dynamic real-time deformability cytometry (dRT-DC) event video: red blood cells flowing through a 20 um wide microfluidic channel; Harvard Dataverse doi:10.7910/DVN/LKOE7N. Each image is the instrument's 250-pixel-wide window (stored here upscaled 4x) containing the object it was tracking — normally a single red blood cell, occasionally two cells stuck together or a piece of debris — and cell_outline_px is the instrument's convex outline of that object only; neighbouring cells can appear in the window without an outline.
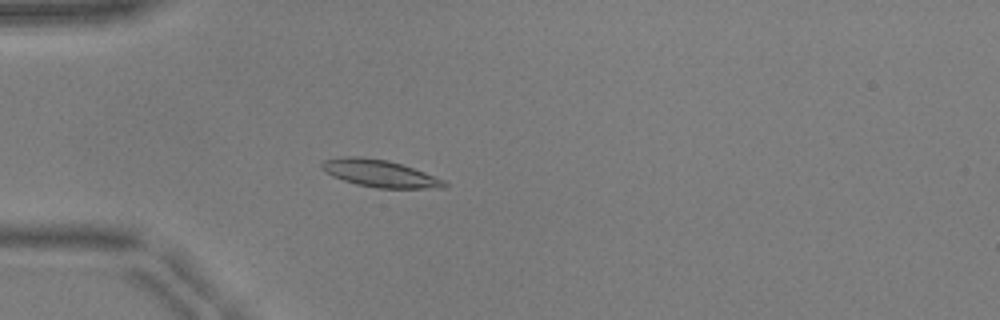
{"species": "common noctule bat (a hibernating species)", "species_latin": "Nyctalus noctula", "temperature_condition": "warm", "stored_images_in_passage": 35, "camera_frame_rate_fps": 3000, "um_per_image_px": 0.085, "animal": {"sex": "male", "body_mass_g": 17.9, "forearm_length_mm": 54.2}, "frame": {"image": 1, "passage_image": 15, "time_ms": 4.667, "image_size_px": [1000, 320], "cell_outline_px": [[448, 184], [444, 188], [376, 188], [356, 184], [332, 176], [324, 172], [320, 164], [324, 160], [344, 156], [360, 156], [388, 160], [424, 172], [444, 180]], "centroid_in_image_um": [32.25, 14.74], "position_along_channel_um": 52.8, "area_um2": 19.36}}
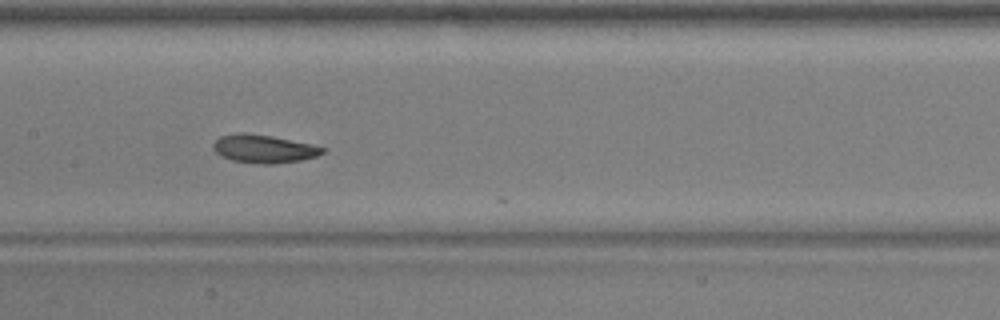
{"frame": {"image": 2, "passage_image": 26, "time_ms": 8.333, "image_size_px": [1000, 320], "cell_outline_px": [[328, 148], [324, 152], [316, 156], [300, 160], [272, 164], [256, 164], [232, 160], [216, 152], [212, 148], [212, 144], [220, 136], [236, 132], [244, 132], [272, 136], [312, 144]], "centroid_in_image_um": [22.42, 12.64], "position_along_channel_um": 185.0, "area_um2": 18.03}}
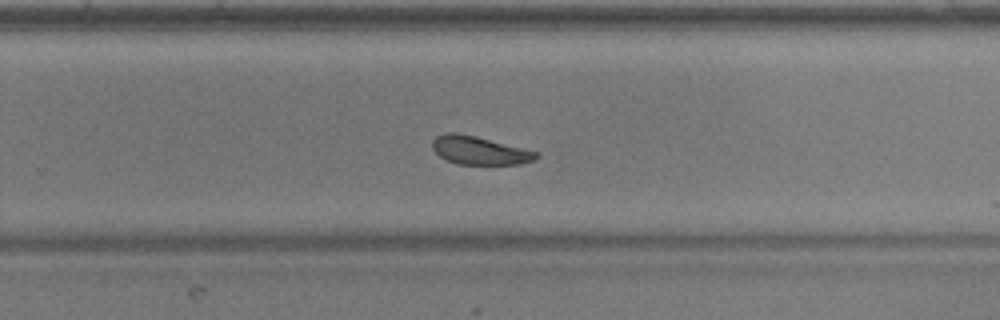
{"frame": {"image": 3, "passage_image": 34, "time_ms": 11.0, "image_size_px": [1000, 320], "cell_outline_px": [[540, 156], [532, 160], [520, 164], [456, 164], [440, 156], [432, 148], [432, 140], [436, 136], [444, 132], [456, 132], [476, 136], [540, 152]], "centroid_in_image_um": [40.75, 12.77], "position_along_channel_um": 289.1, "area_um2": 17.17}}